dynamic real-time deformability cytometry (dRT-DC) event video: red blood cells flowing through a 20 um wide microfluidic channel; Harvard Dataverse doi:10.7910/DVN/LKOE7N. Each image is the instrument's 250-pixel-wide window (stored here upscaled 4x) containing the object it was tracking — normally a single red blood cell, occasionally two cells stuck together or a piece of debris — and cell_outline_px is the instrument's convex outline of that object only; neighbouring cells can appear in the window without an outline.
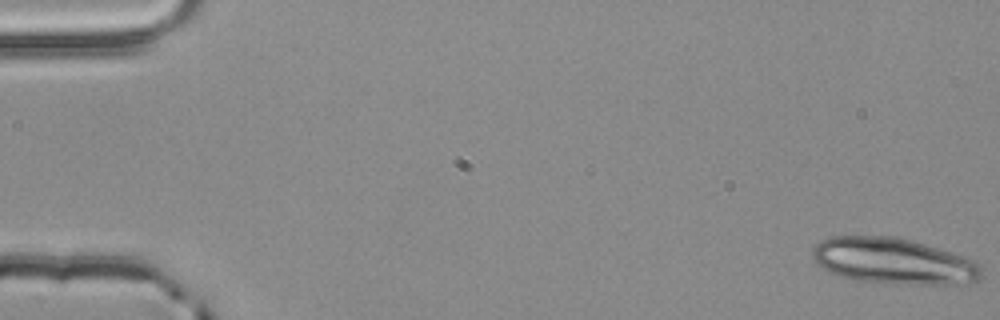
{"species": "common noctule bat (a hibernating species)", "species_latin": "Nyctalus noctula", "temperature_condition": "room temperature", "stored_images_in_passage": 55, "segment_of_instrument_passage": [1, 2], "camera_frame_rate_fps": 3000, "um_per_image_px": 0.085, "animal": {"sex": "male", "body_mass_g": 20.4}, "frame": {"image": 1, "passage_image": 1, "time_ms": 0.0, "image_size_px": [1000, 320], "cell_outline_px": [[980, 276], [976, 280], [948, 284], [896, 284], [852, 280], [840, 276], [824, 268], [812, 256], [812, 252], [816, 244], [820, 240], [832, 236], [896, 236], [912, 240], [964, 256], [976, 260], [980, 264]], "centroid_in_image_um": [75.93, 22.18], "position_along_channel_um": 9.1, "area_um2": 45.14}}